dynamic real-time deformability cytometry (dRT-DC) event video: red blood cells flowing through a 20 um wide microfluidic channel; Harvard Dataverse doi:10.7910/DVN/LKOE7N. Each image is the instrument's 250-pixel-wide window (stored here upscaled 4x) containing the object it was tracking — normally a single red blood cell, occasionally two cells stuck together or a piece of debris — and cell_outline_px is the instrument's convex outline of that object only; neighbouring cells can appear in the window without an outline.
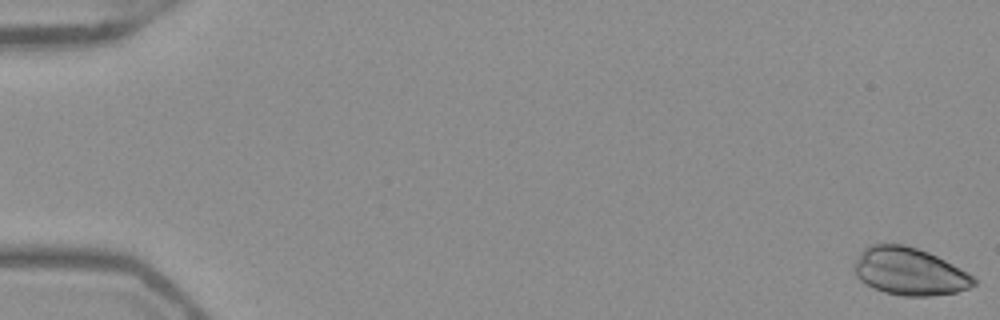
{"species": "Egyptian fruit bat (a non-hibernating species)", "species_latin": "Rousettus aegyptiacus", "temperature_condition": "warm", "stored_images_in_passage": 53, "camera_frame_rate_fps": 3000, "um_per_image_px": 0.085, "frame": {"image": 1, "passage_image": 1, "time_ms": 0.0, "image_size_px": [1000, 320], "cell_outline_px": [[976, 284], [968, 288], [956, 292], [932, 296], [904, 296], [884, 292], [872, 288], [860, 280], [856, 276], [852, 268], [852, 264], [860, 252], [868, 244], [904, 244], [928, 252], [968, 272], [976, 280]], "centroid_in_image_um": [77.25, 23.07], "position_along_channel_um": 7.7, "area_um2": 33.29}}
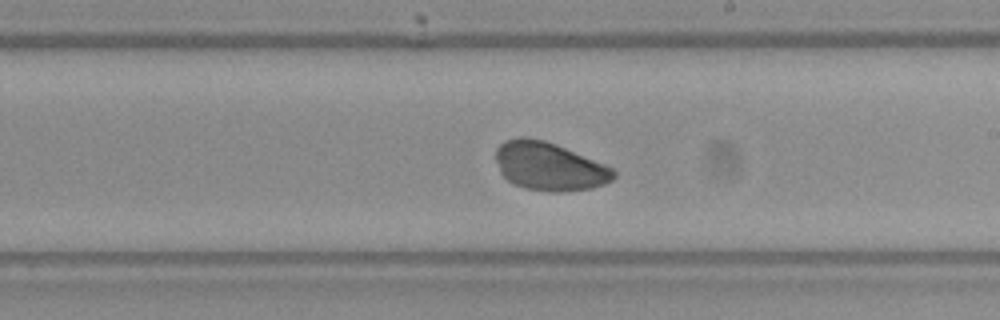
{"frame": {"image": 2, "passage_image": 32, "time_ms": 10.333, "image_size_px": [1000, 320], "cell_outline_px": [[616, 176], [612, 180], [604, 184], [592, 188], [560, 192], [548, 192], [524, 188], [512, 184], [500, 172], [496, 160], [496, 148], [504, 140], [520, 136], [528, 136], [544, 140], [556, 144], [604, 164], [612, 168], [616, 172]], "centroid_in_image_um": [46.66, 14.14], "position_along_channel_um": 242.3, "area_um2": 33.35}}
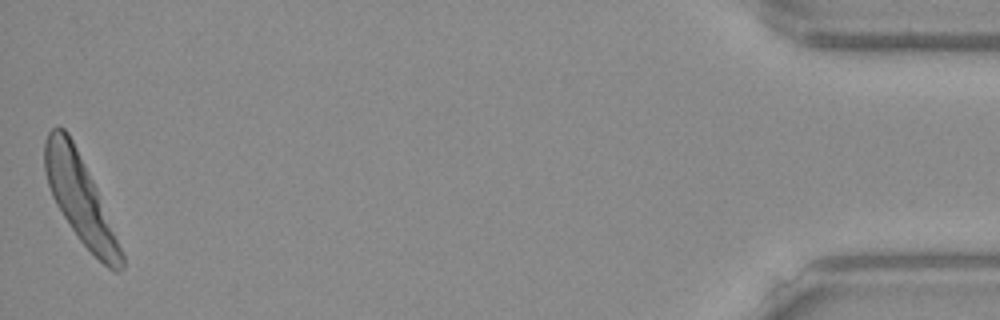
{"frame": {"image": 3, "passage_image": 53, "time_ms": 17.333, "image_size_px": [1000, 320], "cell_outline_px": [[124, 268], [120, 272], [116, 272], [108, 268], [80, 240], [56, 204], [52, 196], [48, 184], [44, 168], [44, 140], [48, 132], [52, 128], [64, 128], [68, 132], [96, 188], [124, 256]], "centroid_in_image_um": [6.79, 16.88], "position_along_channel_um": 428.4, "area_um2": 37.69}}